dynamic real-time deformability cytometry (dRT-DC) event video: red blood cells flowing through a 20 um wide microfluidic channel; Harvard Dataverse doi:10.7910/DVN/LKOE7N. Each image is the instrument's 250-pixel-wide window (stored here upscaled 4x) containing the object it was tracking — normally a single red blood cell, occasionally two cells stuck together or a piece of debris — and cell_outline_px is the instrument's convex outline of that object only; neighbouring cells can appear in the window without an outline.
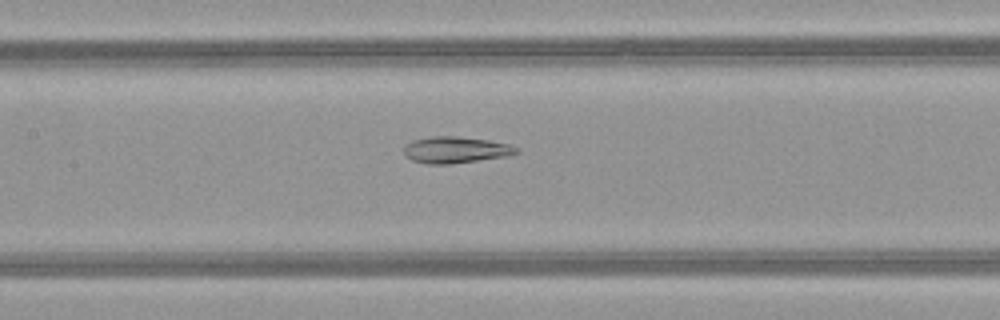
{"species": "common noctule bat (a hibernating species)", "species_latin": "Nyctalus noctula", "temperature_condition": "warm", "stored_images_in_passage": 41, "camera_frame_rate_fps": 3000, "um_per_image_px": 0.085, "animal": {"sex": "female", "body_mass_g": 21.9}, "frame": {"image": 1, "passage_image": 14, "time_ms": 4.333, "image_size_px": [1000, 320], "cell_outline_px": [[520, 152], [508, 156], [448, 164], [428, 164], [412, 160], [404, 156], [404, 148], [412, 140], [432, 136], [460, 136], [488, 140], [508, 144], [520, 148]], "centroid_in_image_um": [38.74, 12.73], "position_along_channel_um": 168.7, "area_um2": 17.4}}
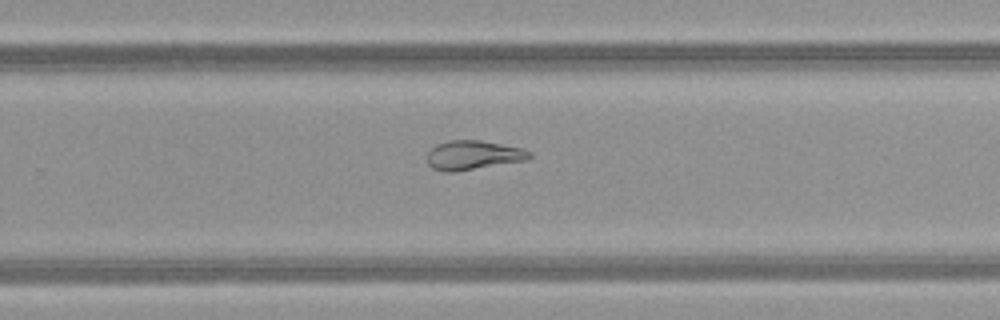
{"frame": {"image": 2, "passage_image": 23, "time_ms": 7.333, "image_size_px": [1000, 320], "cell_outline_px": [[532, 156], [528, 160], [456, 172], [444, 172], [432, 168], [428, 164], [428, 152], [436, 144], [448, 140], [480, 140], [520, 148], [532, 152]], "centroid_in_image_um": [40.22, 13.2], "position_along_channel_um": 289.6, "area_um2": 17.51}}
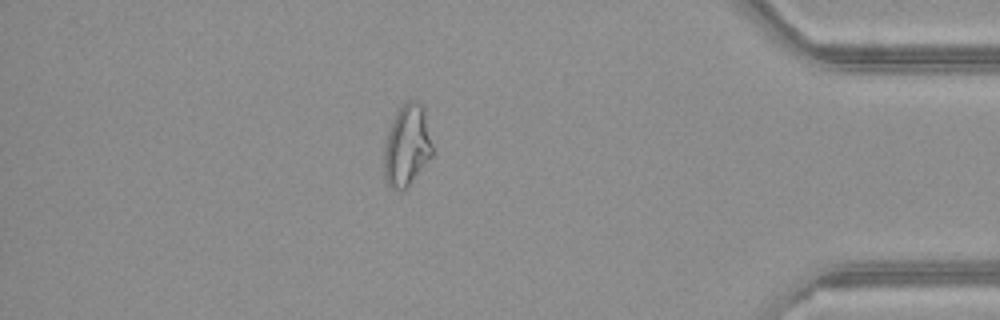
{"frame": {"image": 3, "passage_image": 34, "time_ms": 11.0, "image_size_px": [1000, 320], "cell_outline_px": [[432, 156], [408, 184], [404, 188], [392, 188], [384, 180], [384, 144], [392, 120], [396, 112], [408, 100], [420, 100], [424, 104], [432, 144]], "centroid_in_image_um": [34.59, 12.3], "position_along_channel_um": 400.6, "area_um2": 22.83}, "authors_computed_cell_mechanics": {"area_um2": 20.6346, "velocity_mm_per_s": 4.0461, "shape_relaxation_time_tau1_ms": null, "shape_relaxation_time_tau2_ms": 2.25, "deformation_change_tau1": null, "deformation_change_tau2": 0.0704}}